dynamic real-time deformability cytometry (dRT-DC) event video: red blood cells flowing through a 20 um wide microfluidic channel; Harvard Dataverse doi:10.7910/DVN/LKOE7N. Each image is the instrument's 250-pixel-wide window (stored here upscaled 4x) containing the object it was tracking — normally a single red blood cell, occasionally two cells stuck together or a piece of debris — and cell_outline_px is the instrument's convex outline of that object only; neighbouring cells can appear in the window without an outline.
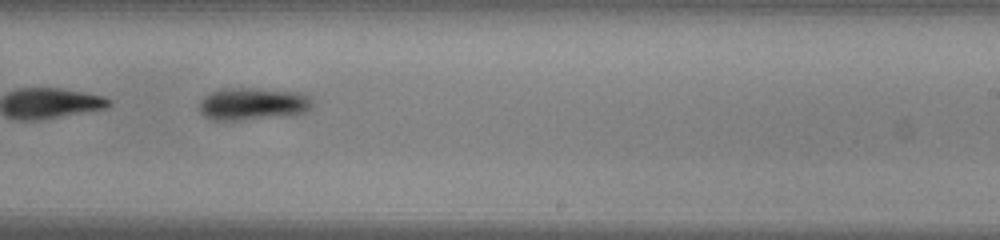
{"species": "common noctule bat (a hibernating species)", "species_latin": "Nyctalus noctula", "temperature_condition": "warm", "stored_images_in_passage": 35, "camera_frame_rate_fps": 3000, "um_per_image_px": 0.085, "animal": {"sex": "male", "body_mass_g": 13.0, "forearm_length_mm": 53.1}, "frame": {"image": 1, "passage_image": 16, "time_ms": 5.0, "image_size_px": [1000, 240], "cell_outline_px": [[312, 108], [304, 112], [292, 116], [236, 120], [212, 120], [204, 116], [200, 112], [200, 100], [204, 96], [220, 88], [256, 88], [304, 92], [312, 100]], "centroid_in_image_um": [21.52, 8.82], "position_along_channel_um": 267.5, "area_um2": 21.79}}
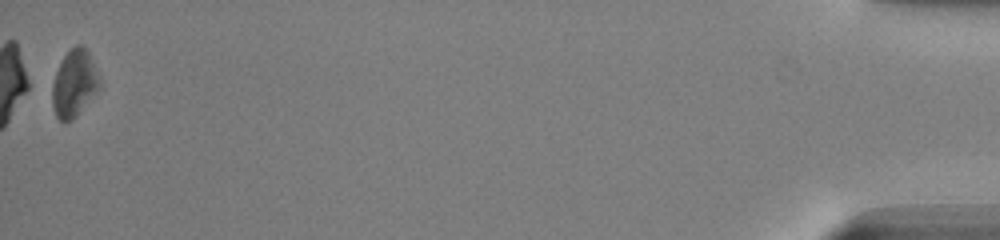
{"frame": {"image": 2, "passage_image": 35, "time_ms": 11.333, "image_size_px": [1000, 240], "cell_outline_px": [[100, 88], [76, 116], [72, 120], [60, 120], [56, 116], [52, 104], [52, 84], [56, 72], [64, 56], [76, 44], [80, 44], [88, 52], [100, 80]], "centroid_in_image_um": [6.3, 7.1], "position_along_channel_um": 428.9, "area_um2": 18.03}, "authors_computed_cell_mechanics": {"area_um2": 20.9814, "velocity_mm_per_s": 4.122, "shape_relaxation_time_tau1_ms": 0.9618, "shape_relaxation_time_tau2_ms": null, "deformation_change_tau1": 0.109, "deformation_change_tau2": null}}